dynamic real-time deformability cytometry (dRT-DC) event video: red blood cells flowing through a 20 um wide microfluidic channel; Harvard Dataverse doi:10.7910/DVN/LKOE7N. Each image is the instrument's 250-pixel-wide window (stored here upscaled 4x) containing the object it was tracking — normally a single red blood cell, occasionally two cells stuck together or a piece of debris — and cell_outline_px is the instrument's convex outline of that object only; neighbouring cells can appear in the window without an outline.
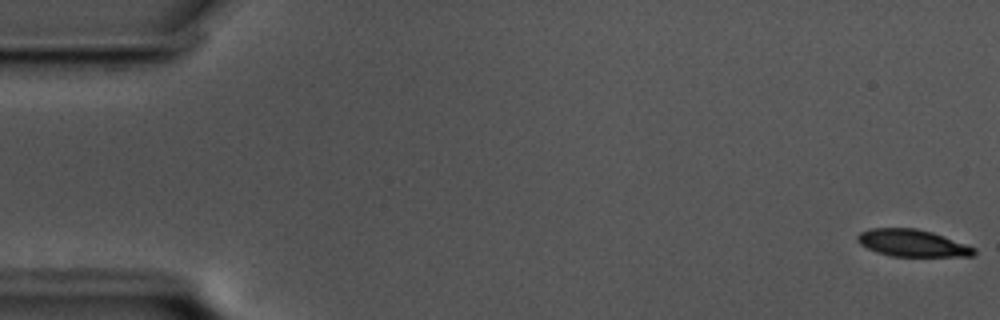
{"species": "common noctule bat (a hibernating species)", "species_latin": "Nyctalus noctula", "temperature_condition": "cold", "stored_images_in_passage": 4, "camera_frame_rate_fps": 3000, "um_per_image_px": 0.085, "animal": {"sex": "male", "body_mass_g": 17.5, "forearm_length_mm": 52.3}, "frame": {"image": 1, "passage_image": 1, "time_ms": 0.0, "image_size_px": [1000, 320], "cell_outline_px": [[976, 252], [972, 256], [892, 256], [876, 252], [860, 244], [856, 240], [856, 236], [860, 232], [872, 228], [916, 228], [932, 232], [976, 248]], "centroid_in_image_um": [77.52, 20.66], "position_along_channel_um": 7.5, "area_um2": 18.26}}